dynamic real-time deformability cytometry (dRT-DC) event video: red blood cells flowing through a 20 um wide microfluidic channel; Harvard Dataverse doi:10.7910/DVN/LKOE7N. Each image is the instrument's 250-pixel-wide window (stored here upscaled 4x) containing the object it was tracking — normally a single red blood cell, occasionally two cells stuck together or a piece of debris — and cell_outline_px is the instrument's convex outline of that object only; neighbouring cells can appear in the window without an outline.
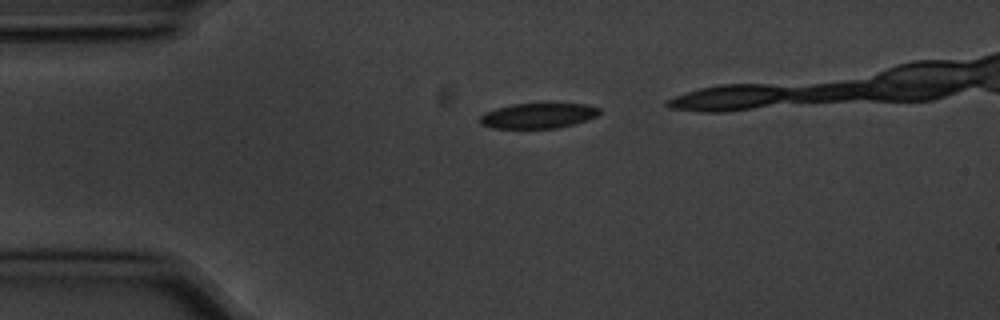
{"species": "common noctule bat (a hibernating species)", "species_latin": "Nyctalus noctula", "temperature_condition": "cold", "stored_images_in_passage": 4, "camera_frame_rate_fps": 3000, "um_per_image_px": 0.085, "animal": {"sex": "male", "body_mass_g": 20.1, "forearm_length_mm": 53.5}, "frame": {"image": 1, "passage_image": 1, "time_ms": 0.0, "image_size_px": [1000, 320], "cell_outline_px": [[600, 112], [596, 116], [572, 124], [556, 128], [492, 128], [480, 124], [480, 116], [484, 112], [496, 108], [512, 104], [548, 100], [588, 104], [600, 108]], "centroid_in_image_um": [45.76, 9.77], "position_along_channel_um": 39.2, "area_um2": 18.5}}